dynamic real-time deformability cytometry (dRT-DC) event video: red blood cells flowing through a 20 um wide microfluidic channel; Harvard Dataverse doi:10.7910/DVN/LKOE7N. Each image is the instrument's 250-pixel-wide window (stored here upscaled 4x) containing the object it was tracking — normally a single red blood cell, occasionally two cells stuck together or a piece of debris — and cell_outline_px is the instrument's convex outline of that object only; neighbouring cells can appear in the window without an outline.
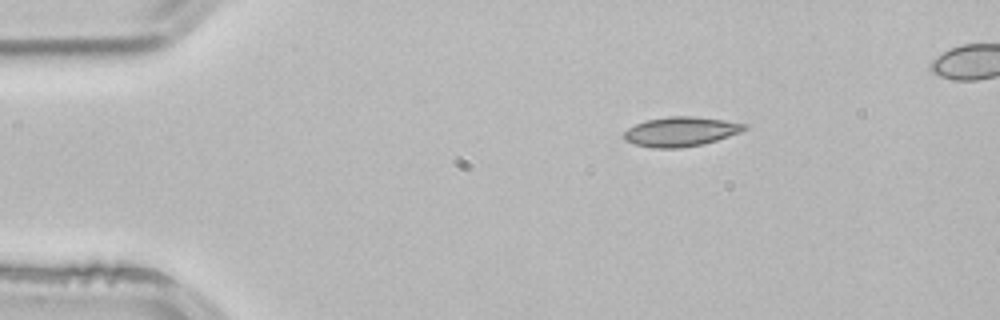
{"species": "common noctule bat (a hibernating species)", "species_latin": "Nyctalus noctula", "temperature_condition": "room temperature", "stored_images_in_passage": 2, "camera_frame_rate_fps": 3000, "um_per_image_px": 0.085, "animal": {"sex": "male", "body_mass_g": 21.5, "forearm_length_mm": 52.0}, "frame": {"image": 1, "passage_image": 1, "time_ms": 0.0, "image_size_px": [1000, 320], "cell_outline_px": [[748, 128], [740, 132], [704, 144], [680, 148], [652, 148], [636, 144], [624, 140], [624, 132], [628, 128], [644, 120], [668, 116], [692, 116], [724, 120], [748, 124]], "centroid_in_image_um": [57.86, 11.18], "position_along_channel_um": 27.1, "area_um2": 20.75}}